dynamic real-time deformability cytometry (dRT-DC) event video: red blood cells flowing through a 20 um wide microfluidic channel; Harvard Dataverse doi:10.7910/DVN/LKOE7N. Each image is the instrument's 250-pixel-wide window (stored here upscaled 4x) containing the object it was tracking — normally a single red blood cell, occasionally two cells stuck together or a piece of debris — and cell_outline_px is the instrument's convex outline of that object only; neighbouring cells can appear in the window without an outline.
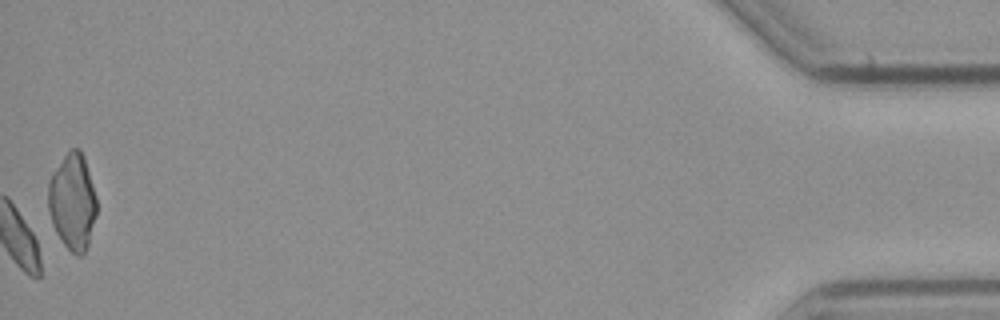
{"species": "common noctule bat (a hibernating species)", "species_latin": "Nyctalus noctula", "temperature_condition": "cold", "stored_images_in_passage": 56, "camera_frame_rate_fps": 3000, "um_per_image_px": 0.085, "animal": {"sex": "male", "body_mass_g": 23.1, "forearm_length_mm": 52.7}, "frame": {"image": 1, "passage_image": 56, "time_ms": 18.333, "image_size_px": [1000, 320], "cell_outline_px": [[96, 216], [88, 244], [84, 252], [80, 256], [76, 256], [64, 244], [56, 232], [52, 224], [48, 208], [48, 184], [52, 172], [64, 156], [72, 148], [80, 148], [84, 156], [96, 196]], "centroid_in_image_um": [6.16, 17.13], "position_along_channel_um": 429.0, "area_um2": 27.11}, "authors_computed_cell_mechanics": {"area_um2": 16.8198, "velocity_mm_per_s": 3.7402, "shape_relaxation_time_tau1_ms": 5.3911, "shape_relaxation_time_tau2_ms": 3.3404, "deformation_change_tau1": 0.0885, "deformation_change_tau2": 0.0633}}